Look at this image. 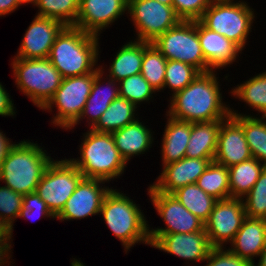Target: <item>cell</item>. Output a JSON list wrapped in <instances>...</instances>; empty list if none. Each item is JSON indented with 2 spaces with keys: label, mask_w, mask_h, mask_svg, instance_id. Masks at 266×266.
Listing matches in <instances>:
<instances>
[{
  "label": "cell",
  "mask_w": 266,
  "mask_h": 266,
  "mask_svg": "<svg viewBox=\"0 0 266 266\" xmlns=\"http://www.w3.org/2000/svg\"><path fill=\"white\" fill-rule=\"evenodd\" d=\"M218 71L201 72L182 91L170 96L166 114L192 123L228 118L231 107L223 102Z\"/></svg>",
  "instance_id": "obj_1"
},
{
  "label": "cell",
  "mask_w": 266,
  "mask_h": 266,
  "mask_svg": "<svg viewBox=\"0 0 266 266\" xmlns=\"http://www.w3.org/2000/svg\"><path fill=\"white\" fill-rule=\"evenodd\" d=\"M100 38L66 26L56 37L48 59L63 78L93 73L100 65Z\"/></svg>",
  "instance_id": "obj_2"
},
{
  "label": "cell",
  "mask_w": 266,
  "mask_h": 266,
  "mask_svg": "<svg viewBox=\"0 0 266 266\" xmlns=\"http://www.w3.org/2000/svg\"><path fill=\"white\" fill-rule=\"evenodd\" d=\"M44 149L28 139L16 142L2 162L0 182L22 195L34 193L45 169L54 159Z\"/></svg>",
  "instance_id": "obj_3"
},
{
  "label": "cell",
  "mask_w": 266,
  "mask_h": 266,
  "mask_svg": "<svg viewBox=\"0 0 266 266\" xmlns=\"http://www.w3.org/2000/svg\"><path fill=\"white\" fill-rule=\"evenodd\" d=\"M118 189H110L105 195L100 214L113 235L121 241L127 254L138 244L151 245L149 222L139 204Z\"/></svg>",
  "instance_id": "obj_4"
},
{
  "label": "cell",
  "mask_w": 266,
  "mask_h": 266,
  "mask_svg": "<svg viewBox=\"0 0 266 266\" xmlns=\"http://www.w3.org/2000/svg\"><path fill=\"white\" fill-rule=\"evenodd\" d=\"M77 158L69 160L78 168L84 178L108 182L124 174L127 163L115 146L111 133L97 132L91 128L83 133ZM110 181V182H109Z\"/></svg>",
  "instance_id": "obj_5"
},
{
  "label": "cell",
  "mask_w": 266,
  "mask_h": 266,
  "mask_svg": "<svg viewBox=\"0 0 266 266\" xmlns=\"http://www.w3.org/2000/svg\"><path fill=\"white\" fill-rule=\"evenodd\" d=\"M236 1L212 0L199 21L206 28L231 40L243 51L256 21V13L247 1Z\"/></svg>",
  "instance_id": "obj_6"
},
{
  "label": "cell",
  "mask_w": 266,
  "mask_h": 266,
  "mask_svg": "<svg viewBox=\"0 0 266 266\" xmlns=\"http://www.w3.org/2000/svg\"><path fill=\"white\" fill-rule=\"evenodd\" d=\"M11 68L16 87L40 110L53 97L63 79L48 58H12Z\"/></svg>",
  "instance_id": "obj_7"
},
{
  "label": "cell",
  "mask_w": 266,
  "mask_h": 266,
  "mask_svg": "<svg viewBox=\"0 0 266 266\" xmlns=\"http://www.w3.org/2000/svg\"><path fill=\"white\" fill-rule=\"evenodd\" d=\"M99 71L98 67L93 73L62 79L53 97L41 109L50 113L56 108L57 113L51 118V125L68 131L79 119L90 95L94 77Z\"/></svg>",
  "instance_id": "obj_8"
},
{
  "label": "cell",
  "mask_w": 266,
  "mask_h": 266,
  "mask_svg": "<svg viewBox=\"0 0 266 266\" xmlns=\"http://www.w3.org/2000/svg\"><path fill=\"white\" fill-rule=\"evenodd\" d=\"M167 60L185 62L200 72L213 70L203 56L198 37V20H181L151 42Z\"/></svg>",
  "instance_id": "obj_9"
},
{
  "label": "cell",
  "mask_w": 266,
  "mask_h": 266,
  "mask_svg": "<svg viewBox=\"0 0 266 266\" xmlns=\"http://www.w3.org/2000/svg\"><path fill=\"white\" fill-rule=\"evenodd\" d=\"M82 178L78 168L66 157L53 159L45 169L35 192L56 217Z\"/></svg>",
  "instance_id": "obj_10"
},
{
  "label": "cell",
  "mask_w": 266,
  "mask_h": 266,
  "mask_svg": "<svg viewBox=\"0 0 266 266\" xmlns=\"http://www.w3.org/2000/svg\"><path fill=\"white\" fill-rule=\"evenodd\" d=\"M127 15L135 28V40L149 43L181 21L173 6L157 0H128Z\"/></svg>",
  "instance_id": "obj_11"
},
{
  "label": "cell",
  "mask_w": 266,
  "mask_h": 266,
  "mask_svg": "<svg viewBox=\"0 0 266 266\" xmlns=\"http://www.w3.org/2000/svg\"><path fill=\"white\" fill-rule=\"evenodd\" d=\"M147 191L151 204L166 226L153 229L149 225V234L192 233L204 229V222L187 210L175 196L159 192L151 184Z\"/></svg>",
  "instance_id": "obj_12"
},
{
  "label": "cell",
  "mask_w": 266,
  "mask_h": 266,
  "mask_svg": "<svg viewBox=\"0 0 266 266\" xmlns=\"http://www.w3.org/2000/svg\"><path fill=\"white\" fill-rule=\"evenodd\" d=\"M246 218L243 199L217 200L209 219L204 223L212 247H226L234 239Z\"/></svg>",
  "instance_id": "obj_13"
},
{
  "label": "cell",
  "mask_w": 266,
  "mask_h": 266,
  "mask_svg": "<svg viewBox=\"0 0 266 266\" xmlns=\"http://www.w3.org/2000/svg\"><path fill=\"white\" fill-rule=\"evenodd\" d=\"M105 183L108 182L83 177L62 211L56 216V220L73 221L99 215L105 195L113 188L105 186Z\"/></svg>",
  "instance_id": "obj_14"
},
{
  "label": "cell",
  "mask_w": 266,
  "mask_h": 266,
  "mask_svg": "<svg viewBox=\"0 0 266 266\" xmlns=\"http://www.w3.org/2000/svg\"><path fill=\"white\" fill-rule=\"evenodd\" d=\"M149 239L151 247L191 263L205 262L213 248L205 228L192 233L149 234Z\"/></svg>",
  "instance_id": "obj_15"
},
{
  "label": "cell",
  "mask_w": 266,
  "mask_h": 266,
  "mask_svg": "<svg viewBox=\"0 0 266 266\" xmlns=\"http://www.w3.org/2000/svg\"><path fill=\"white\" fill-rule=\"evenodd\" d=\"M127 8L128 0H79L74 27L100 37L104 29L127 14Z\"/></svg>",
  "instance_id": "obj_16"
},
{
  "label": "cell",
  "mask_w": 266,
  "mask_h": 266,
  "mask_svg": "<svg viewBox=\"0 0 266 266\" xmlns=\"http://www.w3.org/2000/svg\"><path fill=\"white\" fill-rule=\"evenodd\" d=\"M30 23L13 58H48L56 37L66 26L58 20L38 15Z\"/></svg>",
  "instance_id": "obj_17"
},
{
  "label": "cell",
  "mask_w": 266,
  "mask_h": 266,
  "mask_svg": "<svg viewBox=\"0 0 266 266\" xmlns=\"http://www.w3.org/2000/svg\"><path fill=\"white\" fill-rule=\"evenodd\" d=\"M214 158H189L162 167L160 175L151 185L159 192L172 194L177 189L197 182Z\"/></svg>",
  "instance_id": "obj_18"
},
{
  "label": "cell",
  "mask_w": 266,
  "mask_h": 266,
  "mask_svg": "<svg viewBox=\"0 0 266 266\" xmlns=\"http://www.w3.org/2000/svg\"><path fill=\"white\" fill-rule=\"evenodd\" d=\"M252 158L242 125L230 115L221 120L214 162L226 167Z\"/></svg>",
  "instance_id": "obj_19"
},
{
  "label": "cell",
  "mask_w": 266,
  "mask_h": 266,
  "mask_svg": "<svg viewBox=\"0 0 266 266\" xmlns=\"http://www.w3.org/2000/svg\"><path fill=\"white\" fill-rule=\"evenodd\" d=\"M198 37L206 63L213 69L230 67L238 62L242 50L225 36L206 28L198 20Z\"/></svg>",
  "instance_id": "obj_20"
},
{
  "label": "cell",
  "mask_w": 266,
  "mask_h": 266,
  "mask_svg": "<svg viewBox=\"0 0 266 266\" xmlns=\"http://www.w3.org/2000/svg\"><path fill=\"white\" fill-rule=\"evenodd\" d=\"M103 76L104 73L101 70L95 75L83 112L68 130L74 129L75 125H79L85 118L88 128H92L108 109L111 102L120 97L119 83L114 79Z\"/></svg>",
  "instance_id": "obj_21"
},
{
  "label": "cell",
  "mask_w": 266,
  "mask_h": 266,
  "mask_svg": "<svg viewBox=\"0 0 266 266\" xmlns=\"http://www.w3.org/2000/svg\"><path fill=\"white\" fill-rule=\"evenodd\" d=\"M265 246L266 219L246 217L228 249L254 264Z\"/></svg>",
  "instance_id": "obj_22"
},
{
  "label": "cell",
  "mask_w": 266,
  "mask_h": 266,
  "mask_svg": "<svg viewBox=\"0 0 266 266\" xmlns=\"http://www.w3.org/2000/svg\"><path fill=\"white\" fill-rule=\"evenodd\" d=\"M139 119L111 133L116 148L127 164L131 158L149 152L154 145V132Z\"/></svg>",
  "instance_id": "obj_23"
},
{
  "label": "cell",
  "mask_w": 266,
  "mask_h": 266,
  "mask_svg": "<svg viewBox=\"0 0 266 266\" xmlns=\"http://www.w3.org/2000/svg\"><path fill=\"white\" fill-rule=\"evenodd\" d=\"M167 123L161 141L162 166L179 161L185 157L191 134L192 122L178 120L165 114Z\"/></svg>",
  "instance_id": "obj_24"
},
{
  "label": "cell",
  "mask_w": 266,
  "mask_h": 266,
  "mask_svg": "<svg viewBox=\"0 0 266 266\" xmlns=\"http://www.w3.org/2000/svg\"><path fill=\"white\" fill-rule=\"evenodd\" d=\"M112 63L109 64L108 69H104L103 65H99L100 70L104 76L114 79L117 82L126 77L141 73L143 61V41L130 40L117 50ZM108 70V71H107ZM106 74L109 73V74Z\"/></svg>",
  "instance_id": "obj_25"
},
{
  "label": "cell",
  "mask_w": 266,
  "mask_h": 266,
  "mask_svg": "<svg viewBox=\"0 0 266 266\" xmlns=\"http://www.w3.org/2000/svg\"><path fill=\"white\" fill-rule=\"evenodd\" d=\"M220 127L221 120L192 123L185 157L214 158Z\"/></svg>",
  "instance_id": "obj_26"
},
{
  "label": "cell",
  "mask_w": 266,
  "mask_h": 266,
  "mask_svg": "<svg viewBox=\"0 0 266 266\" xmlns=\"http://www.w3.org/2000/svg\"><path fill=\"white\" fill-rule=\"evenodd\" d=\"M230 114L242 125L252 157L266 166V117L238 113L233 107Z\"/></svg>",
  "instance_id": "obj_27"
},
{
  "label": "cell",
  "mask_w": 266,
  "mask_h": 266,
  "mask_svg": "<svg viewBox=\"0 0 266 266\" xmlns=\"http://www.w3.org/2000/svg\"><path fill=\"white\" fill-rule=\"evenodd\" d=\"M138 109L127 99L118 97L111 102L108 109L91 129L105 133L117 131L139 118Z\"/></svg>",
  "instance_id": "obj_28"
},
{
  "label": "cell",
  "mask_w": 266,
  "mask_h": 266,
  "mask_svg": "<svg viewBox=\"0 0 266 266\" xmlns=\"http://www.w3.org/2000/svg\"><path fill=\"white\" fill-rule=\"evenodd\" d=\"M264 168L265 165L253 157L228 167L231 198L245 197Z\"/></svg>",
  "instance_id": "obj_29"
},
{
  "label": "cell",
  "mask_w": 266,
  "mask_h": 266,
  "mask_svg": "<svg viewBox=\"0 0 266 266\" xmlns=\"http://www.w3.org/2000/svg\"><path fill=\"white\" fill-rule=\"evenodd\" d=\"M229 93L261 117H266V70L234 86Z\"/></svg>",
  "instance_id": "obj_30"
},
{
  "label": "cell",
  "mask_w": 266,
  "mask_h": 266,
  "mask_svg": "<svg viewBox=\"0 0 266 266\" xmlns=\"http://www.w3.org/2000/svg\"><path fill=\"white\" fill-rule=\"evenodd\" d=\"M172 195L204 223L209 219L217 201L213 196L205 193L196 183L181 187L173 192Z\"/></svg>",
  "instance_id": "obj_31"
},
{
  "label": "cell",
  "mask_w": 266,
  "mask_h": 266,
  "mask_svg": "<svg viewBox=\"0 0 266 266\" xmlns=\"http://www.w3.org/2000/svg\"><path fill=\"white\" fill-rule=\"evenodd\" d=\"M196 184L205 193L217 200L231 198L228 167L217 164L214 161L199 176Z\"/></svg>",
  "instance_id": "obj_32"
},
{
  "label": "cell",
  "mask_w": 266,
  "mask_h": 266,
  "mask_svg": "<svg viewBox=\"0 0 266 266\" xmlns=\"http://www.w3.org/2000/svg\"><path fill=\"white\" fill-rule=\"evenodd\" d=\"M167 59L149 42L143 41L141 74L156 92L163 90Z\"/></svg>",
  "instance_id": "obj_33"
},
{
  "label": "cell",
  "mask_w": 266,
  "mask_h": 266,
  "mask_svg": "<svg viewBox=\"0 0 266 266\" xmlns=\"http://www.w3.org/2000/svg\"><path fill=\"white\" fill-rule=\"evenodd\" d=\"M35 15L52 18L65 26H74L79 12V0H37Z\"/></svg>",
  "instance_id": "obj_34"
},
{
  "label": "cell",
  "mask_w": 266,
  "mask_h": 266,
  "mask_svg": "<svg viewBox=\"0 0 266 266\" xmlns=\"http://www.w3.org/2000/svg\"><path fill=\"white\" fill-rule=\"evenodd\" d=\"M201 72L194 66L176 60H167L163 90L167 87L173 96L188 86Z\"/></svg>",
  "instance_id": "obj_35"
},
{
  "label": "cell",
  "mask_w": 266,
  "mask_h": 266,
  "mask_svg": "<svg viewBox=\"0 0 266 266\" xmlns=\"http://www.w3.org/2000/svg\"><path fill=\"white\" fill-rule=\"evenodd\" d=\"M118 83L120 97L127 99L137 108L144 102L150 103L153 95L157 93L141 73L126 77Z\"/></svg>",
  "instance_id": "obj_36"
},
{
  "label": "cell",
  "mask_w": 266,
  "mask_h": 266,
  "mask_svg": "<svg viewBox=\"0 0 266 266\" xmlns=\"http://www.w3.org/2000/svg\"><path fill=\"white\" fill-rule=\"evenodd\" d=\"M242 199L246 217L266 219V166L254 186Z\"/></svg>",
  "instance_id": "obj_37"
},
{
  "label": "cell",
  "mask_w": 266,
  "mask_h": 266,
  "mask_svg": "<svg viewBox=\"0 0 266 266\" xmlns=\"http://www.w3.org/2000/svg\"><path fill=\"white\" fill-rule=\"evenodd\" d=\"M23 199L24 195L0 184V219L11 227L12 234L14 222L22 209Z\"/></svg>",
  "instance_id": "obj_38"
},
{
  "label": "cell",
  "mask_w": 266,
  "mask_h": 266,
  "mask_svg": "<svg viewBox=\"0 0 266 266\" xmlns=\"http://www.w3.org/2000/svg\"><path fill=\"white\" fill-rule=\"evenodd\" d=\"M53 218L55 216L51 213L46 205V202L40 198V196L34 192L24 195L22 209L18 218H27L34 220V218Z\"/></svg>",
  "instance_id": "obj_39"
},
{
  "label": "cell",
  "mask_w": 266,
  "mask_h": 266,
  "mask_svg": "<svg viewBox=\"0 0 266 266\" xmlns=\"http://www.w3.org/2000/svg\"><path fill=\"white\" fill-rule=\"evenodd\" d=\"M212 0H173L176 15L184 21L199 20Z\"/></svg>",
  "instance_id": "obj_40"
},
{
  "label": "cell",
  "mask_w": 266,
  "mask_h": 266,
  "mask_svg": "<svg viewBox=\"0 0 266 266\" xmlns=\"http://www.w3.org/2000/svg\"><path fill=\"white\" fill-rule=\"evenodd\" d=\"M205 261L207 263L204 266H253L226 247H213Z\"/></svg>",
  "instance_id": "obj_41"
},
{
  "label": "cell",
  "mask_w": 266,
  "mask_h": 266,
  "mask_svg": "<svg viewBox=\"0 0 266 266\" xmlns=\"http://www.w3.org/2000/svg\"><path fill=\"white\" fill-rule=\"evenodd\" d=\"M12 237L11 227L0 219V266L12 265Z\"/></svg>",
  "instance_id": "obj_42"
},
{
  "label": "cell",
  "mask_w": 266,
  "mask_h": 266,
  "mask_svg": "<svg viewBox=\"0 0 266 266\" xmlns=\"http://www.w3.org/2000/svg\"><path fill=\"white\" fill-rule=\"evenodd\" d=\"M5 89V86L0 82V116L14 118L17 113L14 100L11 99V95Z\"/></svg>",
  "instance_id": "obj_43"
},
{
  "label": "cell",
  "mask_w": 266,
  "mask_h": 266,
  "mask_svg": "<svg viewBox=\"0 0 266 266\" xmlns=\"http://www.w3.org/2000/svg\"><path fill=\"white\" fill-rule=\"evenodd\" d=\"M15 144V142L11 141L10 138L4 134L3 131L0 130V168L2 162L5 160L9 149Z\"/></svg>",
  "instance_id": "obj_44"
},
{
  "label": "cell",
  "mask_w": 266,
  "mask_h": 266,
  "mask_svg": "<svg viewBox=\"0 0 266 266\" xmlns=\"http://www.w3.org/2000/svg\"><path fill=\"white\" fill-rule=\"evenodd\" d=\"M20 6L19 0H0V17L13 13Z\"/></svg>",
  "instance_id": "obj_45"
},
{
  "label": "cell",
  "mask_w": 266,
  "mask_h": 266,
  "mask_svg": "<svg viewBox=\"0 0 266 266\" xmlns=\"http://www.w3.org/2000/svg\"><path fill=\"white\" fill-rule=\"evenodd\" d=\"M259 258L258 263H254L253 266H266V246L260 253Z\"/></svg>",
  "instance_id": "obj_46"
},
{
  "label": "cell",
  "mask_w": 266,
  "mask_h": 266,
  "mask_svg": "<svg viewBox=\"0 0 266 266\" xmlns=\"http://www.w3.org/2000/svg\"><path fill=\"white\" fill-rule=\"evenodd\" d=\"M72 259L70 260L71 266H85V263H83L81 260H77L75 258H72Z\"/></svg>",
  "instance_id": "obj_47"
},
{
  "label": "cell",
  "mask_w": 266,
  "mask_h": 266,
  "mask_svg": "<svg viewBox=\"0 0 266 266\" xmlns=\"http://www.w3.org/2000/svg\"><path fill=\"white\" fill-rule=\"evenodd\" d=\"M36 2H37V0H19V3L21 5L32 4L34 6Z\"/></svg>",
  "instance_id": "obj_48"
},
{
  "label": "cell",
  "mask_w": 266,
  "mask_h": 266,
  "mask_svg": "<svg viewBox=\"0 0 266 266\" xmlns=\"http://www.w3.org/2000/svg\"><path fill=\"white\" fill-rule=\"evenodd\" d=\"M157 1L167 6L173 5V0H157Z\"/></svg>",
  "instance_id": "obj_49"
}]
</instances>
